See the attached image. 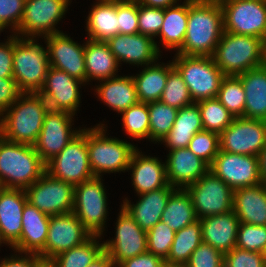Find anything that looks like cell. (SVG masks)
Returning <instances> with one entry per match:
<instances>
[{
    "mask_svg": "<svg viewBox=\"0 0 266 267\" xmlns=\"http://www.w3.org/2000/svg\"><path fill=\"white\" fill-rule=\"evenodd\" d=\"M187 25L184 42L176 54L212 56L224 32L219 0H189Z\"/></svg>",
    "mask_w": 266,
    "mask_h": 267,
    "instance_id": "obj_1",
    "label": "cell"
},
{
    "mask_svg": "<svg viewBox=\"0 0 266 267\" xmlns=\"http://www.w3.org/2000/svg\"><path fill=\"white\" fill-rule=\"evenodd\" d=\"M48 110L39 93H21L0 116V135L12 142L34 145Z\"/></svg>",
    "mask_w": 266,
    "mask_h": 267,
    "instance_id": "obj_2",
    "label": "cell"
},
{
    "mask_svg": "<svg viewBox=\"0 0 266 267\" xmlns=\"http://www.w3.org/2000/svg\"><path fill=\"white\" fill-rule=\"evenodd\" d=\"M45 172V163L33 145L0 135V187L26 190Z\"/></svg>",
    "mask_w": 266,
    "mask_h": 267,
    "instance_id": "obj_3",
    "label": "cell"
},
{
    "mask_svg": "<svg viewBox=\"0 0 266 267\" xmlns=\"http://www.w3.org/2000/svg\"><path fill=\"white\" fill-rule=\"evenodd\" d=\"M266 42L224 31L212 58L225 76H238L265 64Z\"/></svg>",
    "mask_w": 266,
    "mask_h": 267,
    "instance_id": "obj_4",
    "label": "cell"
},
{
    "mask_svg": "<svg viewBox=\"0 0 266 267\" xmlns=\"http://www.w3.org/2000/svg\"><path fill=\"white\" fill-rule=\"evenodd\" d=\"M35 40L14 34L13 78L22 93H38L50 67L47 48Z\"/></svg>",
    "mask_w": 266,
    "mask_h": 267,
    "instance_id": "obj_5",
    "label": "cell"
},
{
    "mask_svg": "<svg viewBox=\"0 0 266 267\" xmlns=\"http://www.w3.org/2000/svg\"><path fill=\"white\" fill-rule=\"evenodd\" d=\"M104 124L87 129L89 164L94 176L101 173L128 171L133 153L137 150L130 142L108 138Z\"/></svg>",
    "mask_w": 266,
    "mask_h": 267,
    "instance_id": "obj_6",
    "label": "cell"
},
{
    "mask_svg": "<svg viewBox=\"0 0 266 267\" xmlns=\"http://www.w3.org/2000/svg\"><path fill=\"white\" fill-rule=\"evenodd\" d=\"M172 63L186 83L193 102L217 97L225 75L212 56L176 54Z\"/></svg>",
    "mask_w": 266,
    "mask_h": 267,
    "instance_id": "obj_7",
    "label": "cell"
},
{
    "mask_svg": "<svg viewBox=\"0 0 266 267\" xmlns=\"http://www.w3.org/2000/svg\"><path fill=\"white\" fill-rule=\"evenodd\" d=\"M45 169L51 177L74 186L93 178L87 150V128L82 129L59 154L49 160Z\"/></svg>",
    "mask_w": 266,
    "mask_h": 267,
    "instance_id": "obj_8",
    "label": "cell"
},
{
    "mask_svg": "<svg viewBox=\"0 0 266 267\" xmlns=\"http://www.w3.org/2000/svg\"><path fill=\"white\" fill-rule=\"evenodd\" d=\"M102 177L93 178L75 185L73 213L92 234L101 236L107 217L106 191Z\"/></svg>",
    "mask_w": 266,
    "mask_h": 267,
    "instance_id": "obj_9",
    "label": "cell"
},
{
    "mask_svg": "<svg viewBox=\"0 0 266 267\" xmlns=\"http://www.w3.org/2000/svg\"><path fill=\"white\" fill-rule=\"evenodd\" d=\"M224 31L255 36L266 42V0H219Z\"/></svg>",
    "mask_w": 266,
    "mask_h": 267,
    "instance_id": "obj_10",
    "label": "cell"
},
{
    "mask_svg": "<svg viewBox=\"0 0 266 267\" xmlns=\"http://www.w3.org/2000/svg\"><path fill=\"white\" fill-rule=\"evenodd\" d=\"M186 190L192 198L197 219L233 210L234 190L210 170Z\"/></svg>",
    "mask_w": 266,
    "mask_h": 267,
    "instance_id": "obj_11",
    "label": "cell"
},
{
    "mask_svg": "<svg viewBox=\"0 0 266 267\" xmlns=\"http://www.w3.org/2000/svg\"><path fill=\"white\" fill-rule=\"evenodd\" d=\"M68 5L70 0H25L19 28L13 33L25 38L61 33L55 26L68 10Z\"/></svg>",
    "mask_w": 266,
    "mask_h": 267,
    "instance_id": "obj_12",
    "label": "cell"
},
{
    "mask_svg": "<svg viewBox=\"0 0 266 267\" xmlns=\"http://www.w3.org/2000/svg\"><path fill=\"white\" fill-rule=\"evenodd\" d=\"M75 186L45 172L25 192L27 201L41 212L53 216L73 212Z\"/></svg>",
    "mask_w": 266,
    "mask_h": 267,
    "instance_id": "obj_13",
    "label": "cell"
},
{
    "mask_svg": "<svg viewBox=\"0 0 266 267\" xmlns=\"http://www.w3.org/2000/svg\"><path fill=\"white\" fill-rule=\"evenodd\" d=\"M266 145V121L234 118L220 134V150L241 155L258 156Z\"/></svg>",
    "mask_w": 266,
    "mask_h": 267,
    "instance_id": "obj_14",
    "label": "cell"
},
{
    "mask_svg": "<svg viewBox=\"0 0 266 267\" xmlns=\"http://www.w3.org/2000/svg\"><path fill=\"white\" fill-rule=\"evenodd\" d=\"M209 170L233 190L260 183L258 156L219 151Z\"/></svg>",
    "mask_w": 266,
    "mask_h": 267,
    "instance_id": "obj_15",
    "label": "cell"
},
{
    "mask_svg": "<svg viewBox=\"0 0 266 267\" xmlns=\"http://www.w3.org/2000/svg\"><path fill=\"white\" fill-rule=\"evenodd\" d=\"M118 216L115 238L104 242V252L115 267L125 259L147 251V232L141 229L122 205Z\"/></svg>",
    "mask_w": 266,
    "mask_h": 267,
    "instance_id": "obj_16",
    "label": "cell"
},
{
    "mask_svg": "<svg viewBox=\"0 0 266 267\" xmlns=\"http://www.w3.org/2000/svg\"><path fill=\"white\" fill-rule=\"evenodd\" d=\"M73 116L66 111L49 109L46 112L41 132L33 145L45 164L81 132L82 129H71Z\"/></svg>",
    "mask_w": 266,
    "mask_h": 267,
    "instance_id": "obj_17",
    "label": "cell"
},
{
    "mask_svg": "<svg viewBox=\"0 0 266 267\" xmlns=\"http://www.w3.org/2000/svg\"><path fill=\"white\" fill-rule=\"evenodd\" d=\"M91 236L73 212L50 216L45 247L38 255L41 258L53 259L58 254L84 243Z\"/></svg>",
    "mask_w": 266,
    "mask_h": 267,
    "instance_id": "obj_18",
    "label": "cell"
},
{
    "mask_svg": "<svg viewBox=\"0 0 266 267\" xmlns=\"http://www.w3.org/2000/svg\"><path fill=\"white\" fill-rule=\"evenodd\" d=\"M83 83L65 71L50 66L45 82L38 93L46 100L49 109L75 115L81 101L78 85L80 84L81 87Z\"/></svg>",
    "mask_w": 266,
    "mask_h": 267,
    "instance_id": "obj_19",
    "label": "cell"
},
{
    "mask_svg": "<svg viewBox=\"0 0 266 267\" xmlns=\"http://www.w3.org/2000/svg\"><path fill=\"white\" fill-rule=\"evenodd\" d=\"M44 38L50 66L86 83L84 44L79 45L63 31Z\"/></svg>",
    "mask_w": 266,
    "mask_h": 267,
    "instance_id": "obj_20",
    "label": "cell"
},
{
    "mask_svg": "<svg viewBox=\"0 0 266 267\" xmlns=\"http://www.w3.org/2000/svg\"><path fill=\"white\" fill-rule=\"evenodd\" d=\"M111 52L120 62L147 66L156 63L160 56L159 46L150 36L138 34H117L107 41Z\"/></svg>",
    "mask_w": 266,
    "mask_h": 267,
    "instance_id": "obj_21",
    "label": "cell"
},
{
    "mask_svg": "<svg viewBox=\"0 0 266 267\" xmlns=\"http://www.w3.org/2000/svg\"><path fill=\"white\" fill-rule=\"evenodd\" d=\"M165 163L168 184L174 188L186 189L209 170V165L189 148L169 150Z\"/></svg>",
    "mask_w": 266,
    "mask_h": 267,
    "instance_id": "obj_22",
    "label": "cell"
},
{
    "mask_svg": "<svg viewBox=\"0 0 266 267\" xmlns=\"http://www.w3.org/2000/svg\"><path fill=\"white\" fill-rule=\"evenodd\" d=\"M25 190L0 188V235L12 247L22 233V213L27 203Z\"/></svg>",
    "mask_w": 266,
    "mask_h": 267,
    "instance_id": "obj_23",
    "label": "cell"
},
{
    "mask_svg": "<svg viewBox=\"0 0 266 267\" xmlns=\"http://www.w3.org/2000/svg\"><path fill=\"white\" fill-rule=\"evenodd\" d=\"M50 216L27 202L22 213V233L11 247L15 252L39 254L45 247Z\"/></svg>",
    "mask_w": 266,
    "mask_h": 267,
    "instance_id": "obj_24",
    "label": "cell"
},
{
    "mask_svg": "<svg viewBox=\"0 0 266 267\" xmlns=\"http://www.w3.org/2000/svg\"><path fill=\"white\" fill-rule=\"evenodd\" d=\"M199 220L204 243L223 254L236 247L240 221L233 210L225 214L206 216Z\"/></svg>",
    "mask_w": 266,
    "mask_h": 267,
    "instance_id": "obj_25",
    "label": "cell"
},
{
    "mask_svg": "<svg viewBox=\"0 0 266 267\" xmlns=\"http://www.w3.org/2000/svg\"><path fill=\"white\" fill-rule=\"evenodd\" d=\"M175 189L168 184L166 187L140 194L141 199L133 205L125 198L122 206L141 229L148 232L156 223L161 221L167 201Z\"/></svg>",
    "mask_w": 266,
    "mask_h": 267,
    "instance_id": "obj_26",
    "label": "cell"
},
{
    "mask_svg": "<svg viewBox=\"0 0 266 267\" xmlns=\"http://www.w3.org/2000/svg\"><path fill=\"white\" fill-rule=\"evenodd\" d=\"M138 150L133 153L128 166V170H132V185L137 194L166 187V163L160 162L156 157L142 155Z\"/></svg>",
    "mask_w": 266,
    "mask_h": 267,
    "instance_id": "obj_27",
    "label": "cell"
},
{
    "mask_svg": "<svg viewBox=\"0 0 266 267\" xmlns=\"http://www.w3.org/2000/svg\"><path fill=\"white\" fill-rule=\"evenodd\" d=\"M233 211L242 223L266 226V185L234 190Z\"/></svg>",
    "mask_w": 266,
    "mask_h": 267,
    "instance_id": "obj_28",
    "label": "cell"
},
{
    "mask_svg": "<svg viewBox=\"0 0 266 267\" xmlns=\"http://www.w3.org/2000/svg\"><path fill=\"white\" fill-rule=\"evenodd\" d=\"M245 92L244 118L266 121V64L238 75Z\"/></svg>",
    "mask_w": 266,
    "mask_h": 267,
    "instance_id": "obj_29",
    "label": "cell"
},
{
    "mask_svg": "<svg viewBox=\"0 0 266 267\" xmlns=\"http://www.w3.org/2000/svg\"><path fill=\"white\" fill-rule=\"evenodd\" d=\"M84 44L87 82L117 77L119 63L108 43L88 39Z\"/></svg>",
    "mask_w": 266,
    "mask_h": 267,
    "instance_id": "obj_30",
    "label": "cell"
},
{
    "mask_svg": "<svg viewBox=\"0 0 266 267\" xmlns=\"http://www.w3.org/2000/svg\"><path fill=\"white\" fill-rule=\"evenodd\" d=\"M100 82L102 83L97 86L95 91H97L99 99L114 111L121 114L139 102L132 76H117Z\"/></svg>",
    "mask_w": 266,
    "mask_h": 267,
    "instance_id": "obj_31",
    "label": "cell"
},
{
    "mask_svg": "<svg viewBox=\"0 0 266 267\" xmlns=\"http://www.w3.org/2000/svg\"><path fill=\"white\" fill-rule=\"evenodd\" d=\"M201 113L197 103H192L178 110L173 127L161 140L166 147L173 149L188 148L193 136L203 131Z\"/></svg>",
    "mask_w": 266,
    "mask_h": 267,
    "instance_id": "obj_32",
    "label": "cell"
},
{
    "mask_svg": "<svg viewBox=\"0 0 266 267\" xmlns=\"http://www.w3.org/2000/svg\"><path fill=\"white\" fill-rule=\"evenodd\" d=\"M90 40L107 42L118 34L117 0H98L87 17Z\"/></svg>",
    "mask_w": 266,
    "mask_h": 267,
    "instance_id": "obj_33",
    "label": "cell"
},
{
    "mask_svg": "<svg viewBox=\"0 0 266 267\" xmlns=\"http://www.w3.org/2000/svg\"><path fill=\"white\" fill-rule=\"evenodd\" d=\"M163 64V65H162ZM147 65L140 74L132 76L136 85L139 102L160 101L167 83L168 74L174 69L173 63Z\"/></svg>",
    "mask_w": 266,
    "mask_h": 267,
    "instance_id": "obj_34",
    "label": "cell"
},
{
    "mask_svg": "<svg viewBox=\"0 0 266 267\" xmlns=\"http://www.w3.org/2000/svg\"><path fill=\"white\" fill-rule=\"evenodd\" d=\"M188 14L189 0H185L182 5L164 9V21L158 34L164 48L178 51L182 47L188 26Z\"/></svg>",
    "mask_w": 266,
    "mask_h": 267,
    "instance_id": "obj_35",
    "label": "cell"
},
{
    "mask_svg": "<svg viewBox=\"0 0 266 267\" xmlns=\"http://www.w3.org/2000/svg\"><path fill=\"white\" fill-rule=\"evenodd\" d=\"M196 220L189 192L186 189L176 188L167 201L161 221L177 232Z\"/></svg>",
    "mask_w": 266,
    "mask_h": 267,
    "instance_id": "obj_36",
    "label": "cell"
},
{
    "mask_svg": "<svg viewBox=\"0 0 266 267\" xmlns=\"http://www.w3.org/2000/svg\"><path fill=\"white\" fill-rule=\"evenodd\" d=\"M202 242L200 220L197 219L176 232L169 256L165 260L166 265L184 266Z\"/></svg>",
    "mask_w": 266,
    "mask_h": 267,
    "instance_id": "obj_37",
    "label": "cell"
},
{
    "mask_svg": "<svg viewBox=\"0 0 266 267\" xmlns=\"http://www.w3.org/2000/svg\"><path fill=\"white\" fill-rule=\"evenodd\" d=\"M101 236L92 235L84 243L64 251L52 260L57 267H87L104 253V243H99Z\"/></svg>",
    "mask_w": 266,
    "mask_h": 267,
    "instance_id": "obj_38",
    "label": "cell"
},
{
    "mask_svg": "<svg viewBox=\"0 0 266 267\" xmlns=\"http://www.w3.org/2000/svg\"><path fill=\"white\" fill-rule=\"evenodd\" d=\"M149 110V139L153 142L161 140L169 133L176 119L178 109L161 101L148 102Z\"/></svg>",
    "mask_w": 266,
    "mask_h": 267,
    "instance_id": "obj_39",
    "label": "cell"
},
{
    "mask_svg": "<svg viewBox=\"0 0 266 267\" xmlns=\"http://www.w3.org/2000/svg\"><path fill=\"white\" fill-rule=\"evenodd\" d=\"M197 104L205 131L221 134L235 118L217 98L201 100Z\"/></svg>",
    "mask_w": 266,
    "mask_h": 267,
    "instance_id": "obj_40",
    "label": "cell"
},
{
    "mask_svg": "<svg viewBox=\"0 0 266 267\" xmlns=\"http://www.w3.org/2000/svg\"><path fill=\"white\" fill-rule=\"evenodd\" d=\"M245 92L238 76H225L220 85L217 99L235 117H244Z\"/></svg>",
    "mask_w": 266,
    "mask_h": 267,
    "instance_id": "obj_41",
    "label": "cell"
},
{
    "mask_svg": "<svg viewBox=\"0 0 266 267\" xmlns=\"http://www.w3.org/2000/svg\"><path fill=\"white\" fill-rule=\"evenodd\" d=\"M125 132L134 139L149 138L148 104L138 102L121 113Z\"/></svg>",
    "mask_w": 266,
    "mask_h": 267,
    "instance_id": "obj_42",
    "label": "cell"
},
{
    "mask_svg": "<svg viewBox=\"0 0 266 267\" xmlns=\"http://www.w3.org/2000/svg\"><path fill=\"white\" fill-rule=\"evenodd\" d=\"M160 101L178 110L194 103L186 83L175 68L168 74Z\"/></svg>",
    "mask_w": 266,
    "mask_h": 267,
    "instance_id": "obj_43",
    "label": "cell"
},
{
    "mask_svg": "<svg viewBox=\"0 0 266 267\" xmlns=\"http://www.w3.org/2000/svg\"><path fill=\"white\" fill-rule=\"evenodd\" d=\"M176 232L162 221L147 232V251L164 260L169 256Z\"/></svg>",
    "mask_w": 266,
    "mask_h": 267,
    "instance_id": "obj_44",
    "label": "cell"
},
{
    "mask_svg": "<svg viewBox=\"0 0 266 267\" xmlns=\"http://www.w3.org/2000/svg\"><path fill=\"white\" fill-rule=\"evenodd\" d=\"M188 148L210 166L220 151V134L205 130L197 132Z\"/></svg>",
    "mask_w": 266,
    "mask_h": 267,
    "instance_id": "obj_45",
    "label": "cell"
},
{
    "mask_svg": "<svg viewBox=\"0 0 266 267\" xmlns=\"http://www.w3.org/2000/svg\"><path fill=\"white\" fill-rule=\"evenodd\" d=\"M236 247L263 253L266 248V226L239 223Z\"/></svg>",
    "mask_w": 266,
    "mask_h": 267,
    "instance_id": "obj_46",
    "label": "cell"
},
{
    "mask_svg": "<svg viewBox=\"0 0 266 267\" xmlns=\"http://www.w3.org/2000/svg\"><path fill=\"white\" fill-rule=\"evenodd\" d=\"M139 2L134 0H117L118 34H138Z\"/></svg>",
    "mask_w": 266,
    "mask_h": 267,
    "instance_id": "obj_47",
    "label": "cell"
},
{
    "mask_svg": "<svg viewBox=\"0 0 266 267\" xmlns=\"http://www.w3.org/2000/svg\"><path fill=\"white\" fill-rule=\"evenodd\" d=\"M164 21V9L148 7L139 3L138 27L142 35L158 36Z\"/></svg>",
    "mask_w": 266,
    "mask_h": 267,
    "instance_id": "obj_48",
    "label": "cell"
},
{
    "mask_svg": "<svg viewBox=\"0 0 266 267\" xmlns=\"http://www.w3.org/2000/svg\"><path fill=\"white\" fill-rule=\"evenodd\" d=\"M184 267H224V254L202 242L193 251Z\"/></svg>",
    "mask_w": 266,
    "mask_h": 267,
    "instance_id": "obj_49",
    "label": "cell"
},
{
    "mask_svg": "<svg viewBox=\"0 0 266 267\" xmlns=\"http://www.w3.org/2000/svg\"><path fill=\"white\" fill-rule=\"evenodd\" d=\"M224 267H266L263 253L233 248L224 254Z\"/></svg>",
    "mask_w": 266,
    "mask_h": 267,
    "instance_id": "obj_50",
    "label": "cell"
},
{
    "mask_svg": "<svg viewBox=\"0 0 266 267\" xmlns=\"http://www.w3.org/2000/svg\"><path fill=\"white\" fill-rule=\"evenodd\" d=\"M25 0H0V27L4 30L11 26L12 31L19 28Z\"/></svg>",
    "mask_w": 266,
    "mask_h": 267,
    "instance_id": "obj_51",
    "label": "cell"
},
{
    "mask_svg": "<svg viewBox=\"0 0 266 267\" xmlns=\"http://www.w3.org/2000/svg\"><path fill=\"white\" fill-rule=\"evenodd\" d=\"M21 93L14 78H0V116L17 100Z\"/></svg>",
    "mask_w": 266,
    "mask_h": 267,
    "instance_id": "obj_52",
    "label": "cell"
},
{
    "mask_svg": "<svg viewBox=\"0 0 266 267\" xmlns=\"http://www.w3.org/2000/svg\"><path fill=\"white\" fill-rule=\"evenodd\" d=\"M0 43V78H13L14 34Z\"/></svg>",
    "mask_w": 266,
    "mask_h": 267,
    "instance_id": "obj_53",
    "label": "cell"
},
{
    "mask_svg": "<svg viewBox=\"0 0 266 267\" xmlns=\"http://www.w3.org/2000/svg\"><path fill=\"white\" fill-rule=\"evenodd\" d=\"M165 260L151 252L146 251L140 255L125 259L116 267H165Z\"/></svg>",
    "mask_w": 266,
    "mask_h": 267,
    "instance_id": "obj_54",
    "label": "cell"
},
{
    "mask_svg": "<svg viewBox=\"0 0 266 267\" xmlns=\"http://www.w3.org/2000/svg\"><path fill=\"white\" fill-rule=\"evenodd\" d=\"M25 256L18 257L17 254L10 258H4L0 262V267H34L35 263L41 258L38 254L24 253Z\"/></svg>",
    "mask_w": 266,
    "mask_h": 267,
    "instance_id": "obj_55",
    "label": "cell"
},
{
    "mask_svg": "<svg viewBox=\"0 0 266 267\" xmlns=\"http://www.w3.org/2000/svg\"><path fill=\"white\" fill-rule=\"evenodd\" d=\"M179 0H138L140 4L148 7L166 9L167 7L174 6Z\"/></svg>",
    "mask_w": 266,
    "mask_h": 267,
    "instance_id": "obj_56",
    "label": "cell"
},
{
    "mask_svg": "<svg viewBox=\"0 0 266 267\" xmlns=\"http://www.w3.org/2000/svg\"><path fill=\"white\" fill-rule=\"evenodd\" d=\"M258 161H259V173H260L261 181L263 184L266 185V145L259 153Z\"/></svg>",
    "mask_w": 266,
    "mask_h": 267,
    "instance_id": "obj_57",
    "label": "cell"
},
{
    "mask_svg": "<svg viewBox=\"0 0 266 267\" xmlns=\"http://www.w3.org/2000/svg\"><path fill=\"white\" fill-rule=\"evenodd\" d=\"M87 267H115L110 259L109 255L104 252L100 257H98L92 264Z\"/></svg>",
    "mask_w": 266,
    "mask_h": 267,
    "instance_id": "obj_58",
    "label": "cell"
},
{
    "mask_svg": "<svg viewBox=\"0 0 266 267\" xmlns=\"http://www.w3.org/2000/svg\"><path fill=\"white\" fill-rule=\"evenodd\" d=\"M34 267H57L52 259L40 258L34 265Z\"/></svg>",
    "mask_w": 266,
    "mask_h": 267,
    "instance_id": "obj_59",
    "label": "cell"
},
{
    "mask_svg": "<svg viewBox=\"0 0 266 267\" xmlns=\"http://www.w3.org/2000/svg\"><path fill=\"white\" fill-rule=\"evenodd\" d=\"M2 243H5V241L1 238V235H0V245H1Z\"/></svg>",
    "mask_w": 266,
    "mask_h": 267,
    "instance_id": "obj_60",
    "label": "cell"
},
{
    "mask_svg": "<svg viewBox=\"0 0 266 267\" xmlns=\"http://www.w3.org/2000/svg\"><path fill=\"white\" fill-rule=\"evenodd\" d=\"M263 255H264V258H265V262H266V248H265V250L263 252Z\"/></svg>",
    "mask_w": 266,
    "mask_h": 267,
    "instance_id": "obj_61",
    "label": "cell"
},
{
    "mask_svg": "<svg viewBox=\"0 0 266 267\" xmlns=\"http://www.w3.org/2000/svg\"><path fill=\"white\" fill-rule=\"evenodd\" d=\"M165 267H184V266H168V265H166Z\"/></svg>",
    "mask_w": 266,
    "mask_h": 267,
    "instance_id": "obj_62",
    "label": "cell"
}]
</instances>
